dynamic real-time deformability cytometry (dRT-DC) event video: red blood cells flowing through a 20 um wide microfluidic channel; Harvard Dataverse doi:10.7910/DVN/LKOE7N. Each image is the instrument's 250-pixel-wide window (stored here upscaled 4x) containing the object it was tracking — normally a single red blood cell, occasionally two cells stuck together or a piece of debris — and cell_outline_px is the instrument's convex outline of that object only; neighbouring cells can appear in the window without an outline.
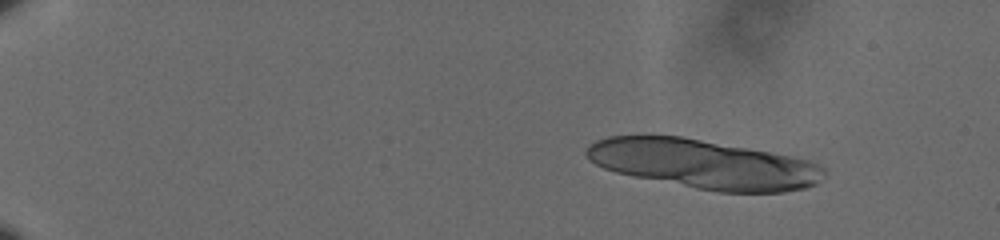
{"species": "human", "species_latin": "Homo sapiens", "temperature_condition": "cold", "stored_images_in_passage": 22, "camera_frame_rate_fps": 3000, "um_per_image_px": 0.085, "donor": {"sex": "male"}, "frame": {"image": 1, "passage_image": 9, "time_ms": 2.667, "image_size_px": [1000, 240], "cell_outline_px": [[828, 172], [816, 184], [804, 188], [784, 192], [716, 192], [632, 176], [616, 172], [604, 168], [588, 160], [584, 152], [588, 144], [596, 140], [608, 136], [684, 136], [748, 148], [808, 160], [824, 168]], "centroid_in_image_um": [59.78, 13.95], "position_along_channel_um": 25.2, "area_um2": 67.92}}